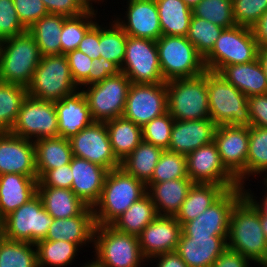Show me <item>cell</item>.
Returning <instances> with one entry per match:
<instances>
[{"mask_svg":"<svg viewBox=\"0 0 267 267\" xmlns=\"http://www.w3.org/2000/svg\"><path fill=\"white\" fill-rule=\"evenodd\" d=\"M91 59L100 57L99 53V23H96L86 32L77 48Z\"/></svg>","mask_w":267,"mask_h":267,"instance_id":"obj_55","label":"cell"},{"mask_svg":"<svg viewBox=\"0 0 267 267\" xmlns=\"http://www.w3.org/2000/svg\"><path fill=\"white\" fill-rule=\"evenodd\" d=\"M43 207L54 219L80 215L88 206L71 189L37 187Z\"/></svg>","mask_w":267,"mask_h":267,"instance_id":"obj_32","label":"cell"},{"mask_svg":"<svg viewBox=\"0 0 267 267\" xmlns=\"http://www.w3.org/2000/svg\"><path fill=\"white\" fill-rule=\"evenodd\" d=\"M10 132L31 141L58 137L55 102L35 99L28 95L21 105L17 120Z\"/></svg>","mask_w":267,"mask_h":267,"instance_id":"obj_12","label":"cell"},{"mask_svg":"<svg viewBox=\"0 0 267 267\" xmlns=\"http://www.w3.org/2000/svg\"><path fill=\"white\" fill-rule=\"evenodd\" d=\"M259 45L251 28L236 25L224 29L212 51L204 58L206 70L219 72L226 65L258 59Z\"/></svg>","mask_w":267,"mask_h":267,"instance_id":"obj_9","label":"cell"},{"mask_svg":"<svg viewBox=\"0 0 267 267\" xmlns=\"http://www.w3.org/2000/svg\"><path fill=\"white\" fill-rule=\"evenodd\" d=\"M156 46L165 82L194 78L206 71L204 58L186 36L161 35Z\"/></svg>","mask_w":267,"mask_h":267,"instance_id":"obj_6","label":"cell"},{"mask_svg":"<svg viewBox=\"0 0 267 267\" xmlns=\"http://www.w3.org/2000/svg\"><path fill=\"white\" fill-rule=\"evenodd\" d=\"M243 187L244 196L256 207V209L260 212L261 216L267 217V187L266 191L264 192L263 198L258 202L257 197L254 196V193L251 192L250 189H245V186ZM250 190V191H249ZM256 198V199H255Z\"/></svg>","mask_w":267,"mask_h":267,"instance_id":"obj_60","label":"cell"},{"mask_svg":"<svg viewBox=\"0 0 267 267\" xmlns=\"http://www.w3.org/2000/svg\"><path fill=\"white\" fill-rule=\"evenodd\" d=\"M217 125L210 119L175 120L168 151L187 156L197 148L212 143Z\"/></svg>","mask_w":267,"mask_h":267,"instance_id":"obj_22","label":"cell"},{"mask_svg":"<svg viewBox=\"0 0 267 267\" xmlns=\"http://www.w3.org/2000/svg\"><path fill=\"white\" fill-rule=\"evenodd\" d=\"M132 82L123 73L105 78L81 91L85 95L93 121L106 122L123 115Z\"/></svg>","mask_w":267,"mask_h":267,"instance_id":"obj_10","label":"cell"},{"mask_svg":"<svg viewBox=\"0 0 267 267\" xmlns=\"http://www.w3.org/2000/svg\"><path fill=\"white\" fill-rule=\"evenodd\" d=\"M99 267H140L147 261L141 253L139 238L117 231L110 225H96L93 239Z\"/></svg>","mask_w":267,"mask_h":267,"instance_id":"obj_5","label":"cell"},{"mask_svg":"<svg viewBox=\"0 0 267 267\" xmlns=\"http://www.w3.org/2000/svg\"><path fill=\"white\" fill-rule=\"evenodd\" d=\"M38 267H65L74 262L79 245L67 241L41 240L36 244ZM74 259V260H73Z\"/></svg>","mask_w":267,"mask_h":267,"instance_id":"obj_38","label":"cell"},{"mask_svg":"<svg viewBox=\"0 0 267 267\" xmlns=\"http://www.w3.org/2000/svg\"><path fill=\"white\" fill-rule=\"evenodd\" d=\"M27 96L26 87L0 81V132L12 129Z\"/></svg>","mask_w":267,"mask_h":267,"instance_id":"obj_39","label":"cell"},{"mask_svg":"<svg viewBox=\"0 0 267 267\" xmlns=\"http://www.w3.org/2000/svg\"><path fill=\"white\" fill-rule=\"evenodd\" d=\"M218 73L246 97L267 94V77L259 59L226 65Z\"/></svg>","mask_w":267,"mask_h":267,"instance_id":"obj_29","label":"cell"},{"mask_svg":"<svg viewBox=\"0 0 267 267\" xmlns=\"http://www.w3.org/2000/svg\"><path fill=\"white\" fill-rule=\"evenodd\" d=\"M251 30L259 48L267 47V11L263 13L260 19L251 27Z\"/></svg>","mask_w":267,"mask_h":267,"instance_id":"obj_59","label":"cell"},{"mask_svg":"<svg viewBox=\"0 0 267 267\" xmlns=\"http://www.w3.org/2000/svg\"><path fill=\"white\" fill-rule=\"evenodd\" d=\"M210 119L217 125L251 126L248 97L218 72L206 70Z\"/></svg>","mask_w":267,"mask_h":267,"instance_id":"obj_3","label":"cell"},{"mask_svg":"<svg viewBox=\"0 0 267 267\" xmlns=\"http://www.w3.org/2000/svg\"><path fill=\"white\" fill-rule=\"evenodd\" d=\"M95 227L93 208L87 207L80 215L54 219L45 240L72 242L81 248L90 242L93 244Z\"/></svg>","mask_w":267,"mask_h":267,"instance_id":"obj_26","label":"cell"},{"mask_svg":"<svg viewBox=\"0 0 267 267\" xmlns=\"http://www.w3.org/2000/svg\"><path fill=\"white\" fill-rule=\"evenodd\" d=\"M116 158L124 160L143 140L142 127L120 116L105 122Z\"/></svg>","mask_w":267,"mask_h":267,"instance_id":"obj_33","label":"cell"},{"mask_svg":"<svg viewBox=\"0 0 267 267\" xmlns=\"http://www.w3.org/2000/svg\"><path fill=\"white\" fill-rule=\"evenodd\" d=\"M13 2L17 16L26 29L49 14L42 0H13Z\"/></svg>","mask_w":267,"mask_h":267,"instance_id":"obj_51","label":"cell"},{"mask_svg":"<svg viewBox=\"0 0 267 267\" xmlns=\"http://www.w3.org/2000/svg\"><path fill=\"white\" fill-rule=\"evenodd\" d=\"M22 174L38 178L34 141L12 134L0 132V175Z\"/></svg>","mask_w":267,"mask_h":267,"instance_id":"obj_19","label":"cell"},{"mask_svg":"<svg viewBox=\"0 0 267 267\" xmlns=\"http://www.w3.org/2000/svg\"><path fill=\"white\" fill-rule=\"evenodd\" d=\"M73 181L70 164L46 171L39 179L37 187L71 189Z\"/></svg>","mask_w":267,"mask_h":267,"instance_id":"obj_52","label":"cell"},{"mask_svg":"<svg viewBox=\"0 0 267 267\" xmlns=\"http://www.w3.org/2000/svg\"><path fill=\"white\" fill-rule=\"evenodd\" d=\"M226 191L223 186L218 184L193 183L175 216L176 220L182 226L184 223L197 218Z\"/></svg>","mask_w":267,"mask_h":267,"instance_id":"obj_31","label":"cell"},{"mask_svg":"<svg viewBox=\"0 0 267 267\" xmlns=\"http://www.w3.org/2000/svg\"><path fill=\"white\" fill-rule=\"evenodd\" d=\"M168 112L174 120L210 118L206 71L194 78L166 82Z\"/></svg>","mask_w":267,"mask_h":267,"instance_id":"obj_8","label":"cell"},{"mask_svg":"<svg viewBox=\"0 0 267 267\" xmlns=\"http://www.w3.org/2000/svg\"><path fill=\"white\" fill-rule=\"evenodd\" d=\"M251 126L267 128V94L248 97Z\"/></svg>","mask_w":267,"mask_h":267,"instance_id":"obj_53","label":"cell"},{"mask_svg":"<svg viewBox=\"0 0 267 267\" xmlns=\"http://www.w3.org/2000/svg\"><path fill=\"white\" fill-rule=\"evenodd\" d=\"M182 226L175 216L158 215L138 236L142 256L147 260L163 253L176 251Z\"/></svg>","mask_w":267,"mask_h":267,"instance_id":"obj_20","label":"cell"},{"mask_svg":"<svg viewBox=\"0 0 267 267\" xmlns=\"http://www.w3.org/2000/svg\"><path fill=\"white\" fill-rule=\"evenodd\" d=\"M34 145L38 179L48 170L70 164L73 157L70 140L64 137L37 139Z\"/></svg>","mask_w":267,"mask_h":267,"instance_id":"obj_30","label":"cell"},{"mask_svg":"<svg viewBox=\"0 0 267 267\" xmlns=\"http://www.w3.org/2000/svg\"><path fill=\"white\" fill-rule=\"evenodd\" d=\"M97 14L83 12L74 17H67L64 20L60 35L61 54L66 55L78 48L86 32L96 23Z\"/></svg>","mask_w":267,"mask_h":267,"instance_id":"obj_43","label":"cell"},{"mask_svg":"<svg viewBox=\"0 0 267 267\" xmlns=\"http://www.w3.org/2000/svg\"><path fill=\"white\" fill-rule=\"evenodd\" d=\"M48 13L59 14L66 17H74L84 11L75 3L74 0H42Z\"/></svg>","mask_w":267,"mask_h":267,"instance_id":"obj_56","label":"cell"},{"mask_svg":"<svg viewBox=\"0 0 267 267\" xmlns=\"http://www.w3.org/2000/svg\"><path fill=\"white\" fill-rule=\"evenodd\" d=\"M236 25L251 28L267 11V0H232Z\"/></svg>","mask_w":267,"mask_h":267,"instance_id":"obj_48","label":"cell"},{"mask_svg":"<svg viewBox=\"0 0 267 267\" xmlns=\"http://www.w3.org/2000/svg\"><path fill=\"white\" fill-rule=\"evenodd\" d=\"M227 248L247 257L251 263L262 267L267 263V239L262 230L260 212L245 196L231 211Z\"/></svg>","mask_w":267,"mask_h":267,"instance_id":"obj_1","label":"cell"},{"mask_svg":"<svg viewBox=\"0 0 267 267\" xmlns=\"http://www.w3.org/2000/svg\"><path fill=\"white\" fill-rule=\"evenodd\" d=\"M111 26V27H110ZM108 27L99 25V53L107 61L115 63L120 69L123 64L126 50L127 34L115 22Z\"/></svg>","mask_w":267,"mask_h":267,"instance_id":"obj_41","label":"cell"},{"mask_svg":"<svg viewBox=\"0 0 267 267\" xmlns=\"http://www.w3.org/2000/svg\"><path fill=\"white\" fill-rule=\"evenodd\" d=\"M81 267H99L94 261H90L89 260V262H87V263H85L83 266H81Z\"/></svg>","mask_w":267,"mask_h":267,"instance_id":"obj_66","label":"cell"},{"mask_svg":"<svg viewBox=\"0 0 267 267\" xmlns=\"http://www.w3.org/2000/svg\"><path fill=\"white\" fill-rule=\"evenodd\" d=\"M262 177L264 178L262 179V182H264L263 184L267 187V174L263 175Z\"/></svg>","mask_w":267,"mask_h":267,"instance_id":"obj_67","label":"cell"},{"mask_svg":"<svg viewBox=\"0 0 267 267\" xmlns=\"http://www.w3.org/2000/svg\"><path fill=\"white\" fill-rule=\"evenodd\" d=\"M250 261L240 253L227 248L211 267H250Z\"/></svg>","mask_w":267,"mask_h":267,"instance_id":"obj_57","label":"cell"},{"mask_svg":"<svg viewBox=\"0 0 267 267\" xmlns=\"http://www.w3.org/2000/svg\"><path fill=\"white\" fill-rule=\"evenodd\" d=\"M220 159L225 168L238 180L246 181V160L249 145V126H217L214 134Z\"/></svg>","mask_w":267,"mask_h":267,"instance_id":"obj_18","label":"cell"},{"mask_svg":"<svg viewBox=\"0 0 267 267\" xmlns=\"http://www.w3.org/2000/svg\"><path fill=\"white\" fill-rule=\"evenodd\" d=\"M26 88L30 97L52 102L80 89L73 81L67 57L63 54L42 56Z\"/></svg>","mask_w":267,"mask_h":267,"instance_id":"obj_7","label":"cell"},{"mask_svg":"<svg viewBox=\"0 0 267 267\" xmlns=\"http://www.w3.org/2000/svg\"><path fill=\"white\" fill-rule=\"evenodd\" d=\"M146 192V185L121 167L108 171L101 197L93 207L96 225H110Z\"/></svg>","mask_w":267,"mask_h":267,"instance_id":"obj_2","label":"cell"},{"mask_svg":"<svg viewBox=\"0 0 267 267\" xmlns=\"http://www.w3.org/2000/svg\"><path fill=\"white\" fill-rule=\"evenodd\" d=\"M192 185L193 182L189 177L173 179L146 184V193L154 203L158 215L176 216Z\"/></svg>","mask_w":267,"mask_h":267,"instance_id":"obj_28","label":"cell"},{"mask_svg":"<svg viewBox=\"0 0 267 267\" xmlns=\"http://www.w3.org/2000/svg\"><path fill=\"white\" fill-rule=\"evenodd\" d=\"M38 178L22 174L0 175V215L5 218L37 194Z\"/></svg>","mask_w":267,"mask_h":267,"instance_id":"obj_27","label":"cell"},{"mask_svg":"<svg viewBox=\"0 0 267 267\" xmlns=\"http://www.w3.org/2000/svg\"><path fill=\"white\" fill-rule=\"evenodd\" d=\"M124 19L114 18L128 36L157 41L162 35L155 0H127ZM120 19V20H119Z\"/></svg>","mask_w":267,"mask_h":267,"instance_id":"obj_21","label":"cell"},{"mask_svg":"<svg viewBox=\"0 0 267 267\" xmlns=\"http://www.w3.org/2000/svg\"><path fill=\"white\" fill-rule=\"evenodd\" d=\"M174 121L169 112L152 119L142 127L143 140L167 150Z\"/></svg>","mask_w":267,"mask_h":267,"instance_id":"obj_47","label":"cell"},{"mask_svg":"<svg viewBox=\"0 0 267 267\" xmlns=\"http://www.w3.org/2000/svg\"><path fill=\"white\" fill-rule=\"evenodd\" d=\"M186 156L164 150L147 184L161 183L168 180L187 178Z\"/></svg>","mask_w":267,"mask_h":267,"instance_id":"obj_46","label":"cell"},{"mask_svg":"<svg viewBox=\"0 0 267 267\" xmlns=\"http://www.w3.org/2000/svg\"><path fill=\"white\" fill-rule=\"evenodd\" d=\"M0 267H38L36 245L4 237L0 241Z\"/></svg>","mask_w":267,"mask_h":267,"instance_id":"obj_40","label":"cell"},{"mask_svg":"<svg viewBox=\"0 0 267 267\" xmlns=\"http://www.w3.org/2000/svg\"><path fill=\"white\" fill-rule=\"evenodd\" d=\"M162 35L187 36L192 9L183 0H155Z\"/></svg>","mask_w":267,"mask_h":267,"instance_id":"obj_37","label":"cell"},{"mask_svg":"<svg viewBox=\"0 0 267 267\" xmlns=\"http://www.w3.org/2000/svg\"><path fill=\"white\" fill-rule=\"evenodd\" d=\"M26 31L17 16L13 0H0V40L15 37Z\"/></svg>","mask_w":267,"mask_h":267,"instance_id":"obj_49","label":"cell"},{"mask_svg":"<svg viewBox=\"0 0 267 267\" xmlns=\"http://www.w3.org/2000/svg\"><path fill=\"white\" fill-rule=\"evenodd\" d=\"M224 28L192 14L187 39L205 58L213 49Z\"/></svg>","mask_w":267,"mask_h":267,"instance_id":"obj_44","label":"cell"},{"mask_svg":"<svg viewBox=\"0 0 267 267\" xmlns=\"http://www.w3.org/2000/svg\"><path fill=\"white\" fill-rule=\"evenodd\" d=\"M4 238V218L0 215V241Z\"/></svg>","mask_w":267,"mask_h":267,"instance_id":"obj_64","label":"cell"},{"mask_svg":"<svg viewBox=\"0 0 267 267\" xmlns=\"http://www.w3.org/2000/svg\"><path fill=\"white\" fill-rule=\"evenodd\" d=\"M157 216L155 205L146 193L116 218L110 226L122 233L138 237L142 230Z\"/></svg>","mask_w":267,"mask_h":267,"instance_id":"obj_36","label":"cell"},{"mask_svg":"<svg viewBox=\"0 0 267 267\" xmlns=\"http://www.w3.org/2000/svg\"><path fill=\"white\" fill-rule=\"evenodd\" d=\"M155 259L158 261L157 267H188L176 251L159 254L149 260Z\"/></svg>","mask_w":267,"mask_h":267,"instance_id":"obj_58","label":"cell"},{"mask_svg":"<svg viewBox=\"0 0 267 267\" xmlns=\"http://www.w3.org/2000/svg\"><path fill=\"white\" fill-rule=\"evenodd\" d=\"M186 161L188 177L193 183L218 184L226 190L240 186L223 165L214 141L192 151Z\"/></svg>","mask_w":267,"mask_h":267,"instance_id":"obj_17","label":"cell"},{"mask_svg":"<svg viewBox=\"0 0 267 267\" xmlns=\"http://www.w3.org/2000/svg\"><path fill=\"white\" fill-rule=\"evenodd\" d=\"M243 196L242 186L227 190L197 218L184 223L181 236H221L227 241L231 211Z\"/></svg>","mask_w":267,"mask_h":267,"instance_id":"obj_13","label":"cell"},{"mask_svg":"<svg viewBox=\"0 0 267 267\" xmlns=\"http://www.w3.org/2000/svg\"><path fill=\"white\" fill-rule=\"evenodd\" d=\"M267 173V128L249 127V145L246 160V179L251 175Z\"/></svg>","mask_w":267,"mask_h":267,"instance_id":"obj_42","label":"cell"},{"mask_svg":"<svg viewBox=\"0 0 267 267\" xmlns=\"http://www.w3.org/2000/svg\"><path fill=\"white\" fill-rule=\"evenodd\" d=\"M73 176L71 190L88 207L93 208L99 201L108 170L80 157H72Z\"/></svg>","mask_w":267,"mask_h":267,"instance_id":"obj_23","label":"cell"},{"mask_svg":"<svg viewBox=\"0 0 267 267\" xmlns=\"http://www.w3.org/2000/svg\"><path fill=\"white\" fill-rule=\"evenodd\" d=\"M70 67L71 76L75 84L82 88L89 86V70L92 65V59L80 50L75 49L65 55Z\"/></svg>","mask_w":267,"mask_h":267,"instance_id":"obj_50","label":"cell"},{"mask_svg":"<svg viewBox=\"0 0 267 267\" xmlns=\"http://www.w3.org/2000/svg\"><path fill=\"white\" fill-rule=\"evenodd\" d=\"M123 72L132 83H164L156 41L127 36Z\"/></svg>","mask_w":267,"mask_h":267,"instance_id":"obj_14","label":"cell"},{"mask_svg":"<svg viewBox=\"0 0 267 267\" xmlns=\"http://www.w3.org/2000/svg\"><path fill=\"white\" fill-rule=\"evenodd\" d=\"M192 14L224 29L236 26L232 0H202L192 8Z\"/></svg>","mask_w":267,"mask_h":267,"instance_id":"obj_45","label":"cell"},{"mask_svg":"<svg viewBox=\"0 0 267 267\" xmlns=\"http://www.w3.org/2000/svg\"><path fill=\"white\" fill-rule=\"evenodd\" d=\"M74 1L84 12L97 13L98 11H96L94 9V6L92 5L93 2L97 3L98 1L99 4L100 1L102 2L104 0H74Z\"/></svg>","mask_w":267,"mask_h":267,"instance_id":"obj_61","label":"cell"},{"mask_svg":"<svg viewBox=\"0 0 267 267\" xmlns=\"http://www.w3.org/2000/svg\"><path fill=\"white\" fill-rule=\"evenodd\" d=\"M260 222H261V225H262V230H263V232L265 234V237L267 239V217H263L260 214Z\"/></svg>","mask_w":267,"mask_h":267,"instance_id":"obj_63","label":"cell"},{"mask_svg":"<svg viewBox=\"0 0 267 267\" xmlns=\"http://www.w3.org/2000/svg\"><path fill=\"white\" fill-rule=\"evenodd\" d=\"M168 112L167 85L164 83H132L123 117L143 127L152 119Z\"/></svg>","mask_w":267,"mask_h":267,"instance_id":"obj_15","label":"cell"},{"mask_svg":"<svg viewBox=\"0 0 267 267\" xmlns=\"http://www.w3.org/2000/svg\"><path fill=\"white\" fill-rule=\"evenodd\" d=\"M72 154L91 163L98 164L108 171L119 168L105 122L93 121L70 139Z\"/></svg>","mask_w":267,"mask_h":267,"instance_id":"obj_16","label":"cell"},{"mask_svg":"<svg viewBox=\"0 0 267 267\" xmlns=\"http://www.w3.org/2000/svg\"><path fill=\"white\" fill-rule=\"evenodd\" d=\"M191 9L202 0H183Z\"/></svg>","mask_w":267,"mask_h":267,"instance_id":"obj_65","label":"cell"},{"mask_svg":"<svg viewBox=\"0 0 267 267\" xmlns=\"http://www.w3.org/2000/svg\"><path fill=\"white\" fill-rule=\"evenodd\" d=\"M227 249V241L221 236H181L176 252L188 267H211Z\"/></svg>","mask_w":267,"mask_h":267,"instance_id":"obj_24","label":"cell"},{"mask_svg":"<svg viewBox=\"0 0 267 267\" xmlns=\"http://www.w3.org/2000/svg\"><path fill=\"white\" fill-rule=\"evenodd\" d=\"M121 72L120 68L104 57L92 59L89 70V85L103 81L105 78L115 76Z\"/></svg>","mask_w":267,"mask_h":267,"instance_id":"obj_54","label":"cell"},{"mask_svg":"<svg viewBox=\"0 0 267 267\" xmlns=\"http://www.w3.org/2000/svg\"><path fill=\"white\" fill-rule=\"evenodd\" d=\"M164 149L144 140L124 159L120 167L145 185L151 180Z\"/></svg>","mask_w":267,"mask_h":267,"instance_id":"obj_34","label":"cell"},{"mask_svg":"<svg viewBox=\"0 0 267 267\" xmlns=\"http://www.w3.org/2000/svg\"><path fill=\"white\" fill-rule=\"evenodd\" d=\"M54 218L38 194L4 218V237L36 244L45 239Z\"/></svg>","mask_w":267,"mask_h":267,"instance_id":"obj_11","label":"cell"},{"mask_svg":"<svg viewBox=\"0 0 267 267\" xmlns=\"http://www.w3.org/2000/svg\"><path fill=\"white\" fill-rule=\"evenodd\" d=\"M258 59L263 66L264 72L267 77V47L259 48Z\"/></svg>","mask_w":267,"mask_h":267,"instance_id":"obj_62","label":"cell"},{"mask_svg":"<svg viewBox=\"0 0 267 267\" xmlns=\"http://www.w3.org/2000/svg\"><path fill=\"white\" fill-rule=\"evenodd\" d=\"M66 18L64 15L49 13L27 29L36 40L42 56L61 54L60 35Z\"/></svg>","mask_w":267,"mask_h":267,"instance_id":"obj_35","label":"cell"},{"mask_svg":"<svg viewBox=\"0 0 267 267\" xmlns=\"http://www.w3.org/2000/svg\"><path fill=\"white\" fill-rule=\"evenodd\" d=\"M55 108L60 137L70 139L93 122L88 102L81 89L56 101Z\"/></svg>","mask_w":267,"mask_h":267,"instance_id":"obj_25","label":"cell"},{"mask_svg":"<svg viewBox=\"0 0 267 267\" xmlns=\"http://www.w3.org/2000/svg\"><path fill=\"white\" fill-rule=\"evenodd\" d=\"M41 57L36 40L28 31L3 40L0 48V81L27 87Z\"/></svg>","mask_w":267,"mask_h":267,"instance_id":"obj_4","label":"cell"}]
</instances>
